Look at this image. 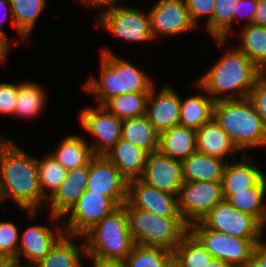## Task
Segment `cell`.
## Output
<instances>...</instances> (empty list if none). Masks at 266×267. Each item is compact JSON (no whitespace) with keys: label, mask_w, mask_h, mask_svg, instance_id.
Returning a JSON list of instances; mask_svg holds the SVG:
<instances>
[{"label":"cell","mask_w":266,"mask_h":267,"mask_svg":"<svg viewBox=\"0 0 266 267\" xmlns=\"http://www.w3.org/2000/svg\"><path fill=\"white\" fill-rule=\"evenodd\" d=\"M197 151L227 160V154L235 155L239 150L214 118L196 130Z\"/></svg>","instance_id":"cell-23"},{"label":"cell","mask_w":266,"mask_h":267,"mask_svg":"<svg viewBox=\"0 0 266 267\" xmlns=\"http://www.w3.org/2000/svg\"><path fill=\"white\" fill-rule=\"evenodd\" d=\"M37 168L42 195L48 199L64 181L67 170L51 156L50 152L44 159H37ZM46 189L50 190L49 194L46 193Z\"/></svg>","instance_id":"cell-36"},{"label":"cell","mask_w":266,"mask_h":267,"mask_svg":"<svg viewBox=\"0 0 266 267\" xmlns=\"http://www.w3.org/2000/svg\"><path fill=\"white\" fill-rule=\"evenodd\" d=\"M124 5L105 8L98 15L103 29L132 42L153 41L150 13Z\"/></svg>","instance_id":"cell-8"},{"label":"cell","mask_w":266,"mask_h":267,"mask_svg":"<svg viewBox=\"0 0 266 267\" xmlns=\"http://www.w3.org/2000/svg\"><path fill=\"white\" fill-rule=\"evenodd\" d=\"M82 137L69 135L50 153L67 171L87 164L94 156L88 141Z\"/></svg>","instance_id":"cell-27"},{"label":"cell","mask_w":266,"mask_h":267,"mask_svg":"<svg viewBox=\"0 0 266 267\" xmlns=\"http://www.w3.org/2000/svg\"><path fill=\"white\" fill-rule=\"evenodd\" d=\"M171 257L169 250L136 244L124 263L125 267H164Z\"/></svg>","instance_id":"cell-37"},{"label":"cell","mask_w":266,"mask_h":267,"mask_svg":"<svg viewBox=\"0 0 266 267\" xmlns=\"http://www.w3.org/2000/svg\"><path fill=\"white\" fill-rule=\"evenodd\" d=\"M207 267H230L228 266L225 262L218 260V259H213Z\"/></svg>","instance_id":"cell-50"},{"label":"cell","mask_w":266,"mask_h":267,"mask_svg":"<svg viewBox=\"0 0 266 267\" xmlns=\"http://www.w3.org/2000/svg\"><path fill=\"white\" fill-rule=\"evenodd\" d=\"M205 95L190 96L184 101L180 97L179 125L198 130L204 123L213 118L215 101Z\"/></svg>","instance_id":"cell-29"},{"label":"cell","mask_w":266,"mask_h":267,"mask_svg":"<svg viewBox=\"0 0 266 267\" xmlns=\"http://www.w3.org/2000/svg\"><path fill=\"white\" fill-rule=\"evenodd\" d=\"M158 150L182 162L197 151L196 130L176 125L163 131L159 134Z\"/></svg>","instance_id":"cell-24"},{"label":"cell","mask_w":266,"mask_h":267,"mask_svg":"<svg viewBox=\"0 0 266 267\" xmlns=\"http://www.w3.org/2000/svg\"><path fill=\"white\" fill-rule=\"evenodd\" d=\"M148 152L122 138L106 156L127 179L140 178L144 172Z\"/></svg>","instance_id":"cell-21"},{"label":"cell","mask_w":266,"mask_h":267,"mask_svg":"<svg viewBox=\"0 0 266 267\" xmlns=\"http://www.w3.org/2000/svg\"><path fill=\"white\" fill-rule=\"evenodd\" d=\"M11 41L7 40L2 34H0V62L6 60V54L11 46Z\"/></svg>","instance_id":"cell-48"},{"label":"cell","mask_w":266,"mask_h":267,"mask_svg":"<svg viewBox=\"0 0 266 267\" xmlns=\"http://www.w3.org/2000/svg\"><path fill=\"white\" fill-rule=\"evenodd\" d=\"M64 234L62 222L61 225L57 224L55 229L46 225L29 226L19 239L16 259H20L23 255L28 259L30 265L35 266L45 258Z\"/></svg>","instance_id":"cell-19"},{"label":"cell","mask_w":266,"mask_h":267,"mask_svg":"<svg viewBox=\"0 0 266 267\" xmlns=\"http://www.w3.org/2000/svg\"><path fill=\"white\" fill-rule=\"evenodd\" d=\"M146 116L160 134L179 125L180 96L171 86L155 92L153 87L147 100Z\"/></svg>","instance_id":"cell-18"},{"label":"cell","mask_w":266,"mask_h":267,"mask_svg":"<svg viewBox=\"0 0 266 267\" xmlns=\"http://www.w3.org/2000/svg\"><path fill=\"white\" fill-rule=\"evenodd\" d=\"M11 258L5 256V255H1L0 254V267H6L8 261L10 260Z\"/></svg>","instance_id":"cell-52"},{"label":"cell","mask_w":266,"mask_h":267,"mask_svg":"<svg viewBox=\"0 0 266 267\" xmlns=\"http://www.w3.org/2000/svg\"><path fill=\"white\" fill-rule=\"evenodd\" d=\"M86 190L111 198L118 206L127 201L128 181L104 155H94Z\"/></svg>","instance_id":"cell-13"},{"label":"cell","mask_w":266,"mask_h":267,"mask_svg":"<svg viewBox=\"0 0 266 267\" xmlns=\"http://www.w3.org/2000/svg\"><path fill=\"white\" fill-rule=\"evenodd\" d=\"M16 30L23 38L30 36L35 24L46 8V0H9Z\"/></svg>","instance_id":"cell-33"},{"label":"cell","mask_w":266,"mask_h":267,"mask_svg":"<svg viewBox=\"0 0 266 267\" xmlns=\"http://www.w3.org/2000/svg\"><path fill=\"white\" fill-rule=\"evenodd\" d=\"M44 93L36 82L19 83L14 115L26 119L38 116L46 105Z\"/></svg>","instance_id":"cell-35"},{"label":"cell","mask_w":266,"mask_h":267,"mask_svg":"<svg viewBox=\"0 0 266 267\" xmlns=\"http://www.w3.org/2000/svg\"><path fill=\"white\" fill-rule=\"evenodd\" d=\"M0 9L1 10L4 9V10H2L0 12H4L5 15L9 12V14H10L9 16L11 17V20H12L11 24H12V26H14L16 28L15 23L13 21L12 8H11L10 1L9 0H0ZM3 22H4V19L2 20V22H0V25ZM0 34H2L8 40L7 35H5V32L3 31L2 28H0Z\"/></svg>","instance_id":"cell-46"},{"label":"cell","mask_w":266,"mask_h":267,"mask_svg":"<svg viewBox=\"0 0 266 267\" xmlns=\"http://www.w3.org/2000/svg\"><path fill=\"white\" fill-rule=\"evenodd\" d=\"M0 196L2 202L10 197L30 217L47 203L40 188L37 158L4 136L0 138Z\"/></svg>","instance_id":"cell-1"},{"label":"cell","mask_w":266,"mask_h":267,"mask_svg":"<svg viewBox=\"0 0 266 267\" xmlns=\"http://www.w3.org/2000/svg\"><path fill=\"white\" fill-rule=\"evenodd\" d=\"M213 118L239 151L266 147V128L248 98L215 101Z\"/></svg>","instance_id":"cell-4"},{"label":"cell","mask_w":266,"mask_h":267,"mask_svg":"<svg viewBox=\"0 0 266 267\" xmlns=\"http://www.w3.org/2000/svg\"><path fill=\"white\" fill-rule=\"evenodd\" d=\"M201 222L208 229L242 239H262L265 228L255 217L236 210L225 199L211 209Z\"/></svg>","instance_id":"cell-10"},{"label":"cell","mask_w":266,"mask_h":267,"mask_svg":"<svg viewBox=\"0 0 266 267\" xmlns=\"http://www.w3.org/2000/svg\"><path fill=\"white\" fill-rule=\"evenodd\" d=\"M232 158L234 162H227L221 181L222 195L225 200L231 194L254 187L266 175L253 165L252 159H249L250 156L248 160L246 159L245 153L242 155L243 162L238 163L235 157Z\"/></svg>","instance_id":"cell-20"},{"label":"cell","mask_w":266,"mask_h":267,"mask_svg":"<svg viewBox=\"0 0 266 267\" xmlns=\"http://www.w3.org/2000/svg\"><path fill=\"white\" fill-rule=\"evenodd\" d=\"M140 179L159 191L178 196L183 184L182 162L159 150L148 154L145 169Z\"/></svg>","instance_id":"cell-15"},{"label":"cell","mask_w":266,"mask_h":267,"mask_svg":"<svg viewBox=\"0 0 266 267\" xmlns=\"http://www.w3.org/2000/svg\"><path fill=\"white\" fill-rule=\"evenodd\" d=\"M20 234L13 222H0V254L9 258H16Z\"/></svg>","instance_id":"cell-38"},{"label":"cell","mask_w":266,"mask_h":267,"mask_svg":"<svg viewBox=\"0 0 266 267\" xmlns=\"http://www.w3.org/2000/svg\"><path fill=\"white\" fill-rule=\"evenodd\" d=\"M189 231L201 242L214 259L230 267H245L262 239H242L208 229L201 221L189 226Z\"/></svg>","instance_id":"cell-7"},{"label":"cell","mask_w":266,"mask_h":267,"mask_svg":"<svg viewBox=\"0 0 266 267\" xmlns=\"http://www.w3.org/2000/svg\"><path fill=\"white\" fill-rule=\"evenodd\" d=\"M74 237L81 236L64 234L34 267H81L82 256L86 254L85 243L77 245Z\"/></svg>","instance_id":"cell-25"},{"label":"cell","mask_w":266,"mask_h":267,"mask_svg":"<svg viewBox=\"0 0 266 267\" xmlns=\"http://www.w3.org/2000/svg\"><path fill=\"white\" fill-rule=\"evenodd\" d=\"M245 267H266V243L257 245Z\"/></svg>","instance_id":"cell-43"},{"label":"cell","mask_w":266,"mask_h":267,"mask_svg":"<svg viewBox=\"0 0 266 267\" xmlns=\"http://www.w3.org/2000/svg\"><path fill=\"white\" fill-rule=\"evenodd\" d=\"M257 6V0H240L239 3L233 8L234 22L237 20L236 17H243L247 20L244 25L252 24Z\"/></svg>","instance_id":"cell-42"},{"label":"cell","mask_w":266,"mask_h":267,"mask_svg":"<svg viewBox=\"0 0 266 267\" xmlns=\"http://www.w3.org/2000/svg\"><path fill=\"white\" fill-rule=\"evenodd\" d=\"M241 44L237 49L266 71V27L250 24L240 30Z\"/></svg>","instance_id":"cell-30"},{"label":"cell","mask_w":266,"mask_h":267,"mask_svg":"<svg viewBox=\"0 0 266 267\" xmlns=\"http://www.w3.org/2000/svg\"><path fill=\"white\" fill-rule=\"evenodd\" d=\"M266 175L247 191L231 194L226 201L240 212H244L255 217L264 227H266Z\"/></svg>","instance_id":"cell-26"},{"label":"cell","mask_w":266,"mask_h":267,"mask_svg":"<svg viewBox=\"0 0 266 267\" xmlns=\"http://www.w3.org/2000/svg\"><path fill=\"white\" fill-rule=\"evenodd\" d=\"M264 73L245 53L237 48H228L223 57L196 80L195 85L206 91L214 101L244 99L248 98L254 84Z\"/></svg>","instance_id":"cell-2"},{"label":"cell","mask_w":266,"mask_h":267,"mask_svg":"<svg viewBox=\"0 0 266 267\" xmlns=\"http://www.w3.org/2000/svg\"><path fill=\"white\" fill-rule=\"evenodd\" d=\"M93 263V267H125L124 260L103 258L99 256L87 255Z\"/></svg>","instance_id":"cell-44"},{"label":"cell","mask_w":266,"mask_h":267,"mask_svg":"<svg viewBox=\"0 0 266 267\" xmlns=\"http://www.w3.org/2000/svg\"><path fill=\"white\" fill-rule=\"evenodd\" d=\"M216 0H185L190 17L198 27L199 18L207 16L208 23L213 17V11Z\"/></svg>","instance_id":"cell-40"},{"label":"cell","mask_w":266,"mask_h":267,"mask_svg":"<svg viewBox=\"0 0 266 267\" xmlns=\"http://www.w3.org/2000/svg\"><path fill=\"white\" fill-rule=\"evenodd\" d=\"M119 206L109 197L85 190L74 206L62 217L65 234L83 236L95 224Z\"/></svg>","instance_id":"cell-11"},{"label":"cell","mask_w":266,"mask_h":267,"mask_svg":"<svg viewBox=\"0 0 266 267\" xmlns=\"http://www.w3.org/2000/svg\"><path fill=\"white\" fill-rule=\"evenodd\" d=\"M110 51L103 49L100 53V79L91 76L83 85L84 90L97 97L99 106L117 95L150 92L154 87L150 77L142 69Z\"/></svg>","instance_id":"cell-3"},{"label":"cell","mask_w":266,"mask_h":267,"mask_svg":"<svg viewBox=\"0 0 266 267\" xmlns=\"http://www.w3.org/2000/svg\"><path fill=\"white\" fill-rule=\"evenodd\" d=\"M164 267H182L178 261L172 256Z\"/></svg>","instance_id":"cell-51"},{"label":"cell","mask_w":266,"mask_h":267,"mask_svg":"<svg viewBox=\"0 0 266 267\" xmlns=\"http://www.w3.org/2000/svg\"><path fill=\"white\" fill-rule=\"evenodd\" d=\"M121 138L148 153L158 150L159 133L146 115L123 120Z\"/></svg>","instance_id":"cell-28"},{"label":"cell","mask_w":266,"mask_h":267,"mask_svg":"<svg viewBox=\"0 0 266 267\" xmlns=\"http://www.w3.org/2000/svg\"><path fill=\"white\" fill-rule=\"evenodd\" d=\"M20 260L19 259H16V258H11L9 261H8V263H7V265H6V267H34V266H32V265H27V264H22V263H20L19 262Z\"/></svg>","instance_id":"cell-49"},{"label":"cell","mask_w":266,"mask_h":267,"mask_svg":"<svg viewBox=\"0 0 266 267\" xmlns=\"http://www.w3.org/2000/svg\"><path fill=\"white\" fill-rule=\"evenodd\" d=\"M248 99L252 102L266 128V73L254 84Z\"/></svg>","instance_id":"cell-39"},{"label":"cell","mask_w":266,"mask_h":267,"mask_svg":"<svg viewBox=\"0 0 266 267\" xmlns=\"http://www.w3.org/2000/svg\"><path fill=\"white\" fill-rule=\"evenodd\" d=\"M228 161L205 153L194 152L182 161L183 182H218L221 183Z\"/></svg>","instance_id":"cell-22"},{"label":"cell","mask_w":266,"mask_h":267,"mask_svg":"<svg viewBox=\"0 0 266 267\" xmlns=\"http://www.w3.org/2000/svg\"><path fill=\"white\" fill-rule=\"evenodd\" d=\"M90 171V161L80 167L67 171L64 181L56 192L47 199L53 221L62 218L86 190Z\"/></svg>","instance_id":"cell-17"},{"label":"cell","mask_w":266,"mask_h":267,"mask_svg":"<svg viewBox=\"0 0 266 267\" xmlns=\"http://www.w3.org/2000/svg\"><path fill=\"white\" fill-rule=\"evenodd\" d=\"M240 0H216L212 19L206 23V30L218 46H225L234 23V6Z\"/></svg>","instance_id":"cell-32"},{"label":"cell","mask_w":266,"mask_h":267,"mask_svg":"<svg viewBox=\"0 0 266 267\" xmlns=\"http://www.w3.org/2000/svg\"><path fill=\"white\" fill-rule=\"evenodd\" d=\"M149 13L154 40L161 35L172 36L197 28L185 0H157Z\"/></svg>","instance_id":"cell-14"},{"label":"cell","mask_w":266,"mask_h":267,"mask_svg":"<svg viewBox=\"0 0 266 267\" xmlns=\"http://www.w3.org/2000/svg\"><path fill=\"white\" fill-rule=\"evenodd\" d=\"M223 199L221 183L203 181L183 182L177 196L180 215L188 226L200 222Z\"/></svg>","instance_id":"cell-9"},{"label":"cell","mask_w":266,"mask_h":267,"mask_svg":"<svg viewBox=\"0 0 266 267\" xmlns=\"http://www.w3.org/2000/svg\"><path fill=\"white\" fill-rule=\"evenodd\" d=\"M172 256L182 267H207L214 259L190 231L183 236Z\"/></svg>","instance_id":"cell-34"},{"label":"cell","mask_w":266,"mask_h":267,"mask_svg":"<svg viewBox=\"0 0 266 267\" xmlns=\"http://www.w3.org/2000/svg\"><path fill=\"white\" fill-rule=\"evenodd\" d=\"M129 228L135 244L159 247L173 252L180 244L189 226L182 217H160L149 211L132 207L127 201Z\"/></svg>","instance_id":"cell-6"},{"label":"cell","mask_w":266,"mask_h":267,"mask_svg":"<svg viewBox=\"0 0 266 267\" xmlns=\"http://www.w3.org/2000/svg\"><path fill=\"white\" fill-rule=\"evenodd\" d=\"M257 3L253 24L266 27V0H257Z\"/></svg>","instance_id":"cell-45"},{"label":"cell","mask_w":266,"mask_h":267,"mask_svg":"<svg viewBox=\"0 0 266 267\" xmlns=\"http://www.w3.org/2000/svg\"><path fill=\"white\" fill-rule=\"evenodd\" d=\"M83 237H86L85 255L103 258L125 260L136 245L124 205L95 224Z\"/></svg>","instance_id":"cell-5"},{"label":"cell","mask_w":266,"mask_h":267,"mask_svg":"<svg viewBox=\"0 0 266 267\" xmlns=\"http://www.w3.org/2000/svg\"><path fill=\"white\" fill-rule=\"evenodd\" d=\"M18 84L0 83V114H14Z\"/></svg>","instance_id":"cell-41"},{"label":"cell","mask_w":266,"mask_h":267,"mask_svg":"<svg viewBox=\"0 0 266 267\" xmlns=\"http://www.w3.org/2000/svg\"><path fill=\"white\" fill-rule=\"evenodd\" d=\"M79 115L82 128L97 138V142L90 145L94 155H105L120 140L123 120L103 106L86 107L79 111Z\"/></svg>","instance_id":"cell-12"},{"label":"cell","mask_w":266,"mask_h":267,"mask_svg":"<svg viewBox=\"0 0 266 267\" xmlns=\"http://www.w3.org/2000/svg\"><path fill=\"white\" fill-rule=\"evenodd\" d=\"M127 202L160 217H181L177 196L159 191L140 178L128 181Z\"/></svg>","instance_id":"cell-16"},{"label":"cell","mask_w":266,"mask_h":267,"mask_svg":"<svg viewBox=\"0 0 266 267\" xmlns=\"http://www.w3.org/2000/svg\"><path fill=\"white\" fill-rule=\"evenodd\" d=\"M83 3L89 5V6H97V7H101V6H105L107 8L112 7V6H117L118 2H120V0H81Z\"/></svg>","instance_id":"cell-47"},{"label":"cell","mask_w":266,"mask_h":267,"mask_svg":"<svg viewBox=\"0 0 266 267\" xmlns=\"http://www.w3.org/2000/svg\"><path fill=\"white\" fill-rule=\"evenodd\" d=\"M150 92L125 93L108 99L102 106L121 120L146 115Z\"/></svg>","instance_id":"cell-31"}]
</instances>
